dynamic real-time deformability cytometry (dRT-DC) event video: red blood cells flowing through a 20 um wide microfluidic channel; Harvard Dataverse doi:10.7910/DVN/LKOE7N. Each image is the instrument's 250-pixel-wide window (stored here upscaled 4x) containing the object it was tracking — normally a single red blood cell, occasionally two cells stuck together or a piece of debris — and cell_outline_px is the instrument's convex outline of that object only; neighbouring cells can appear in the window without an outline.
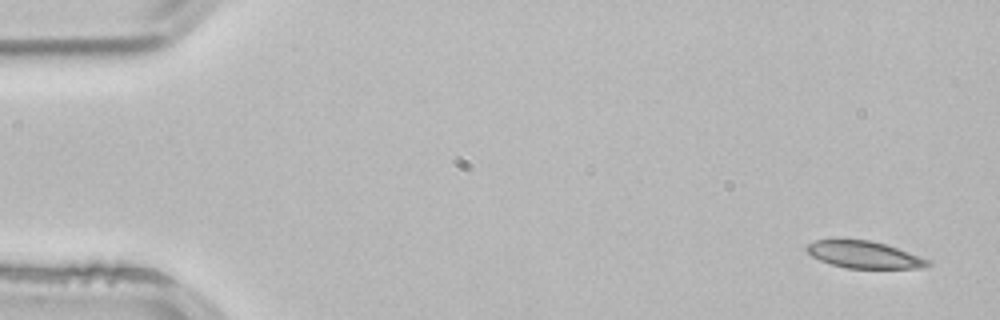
{"species": "common noctule bat (a hibernating species)", "species_latin": "Nyctalus noctula", "temperature_condition": "room temperature", "stored_images_in_passage": 4, "camera_frame_rate_fps": 3000, "um_per_image_px": 0.085, "animal": {"sex": "male", "body_mass_g": 21.5, "forearm_length_mm": 52.0}, "frame": {"image": 1, "passage_image": 4, "time_ms": 1.0, "image_size_px": [1000, 320], "cell_outline_px": [[932, 264], [924, 268], [844, 268], [820, 260], [812, 256], [804, 248], [808, 244], [816, 240], [868, 240], [884, 244], [932, 260]], "centroid_in_image_um": [73.48, 21.66], "position_along_channel_um": 11.5, "area_um2": 18.9}}